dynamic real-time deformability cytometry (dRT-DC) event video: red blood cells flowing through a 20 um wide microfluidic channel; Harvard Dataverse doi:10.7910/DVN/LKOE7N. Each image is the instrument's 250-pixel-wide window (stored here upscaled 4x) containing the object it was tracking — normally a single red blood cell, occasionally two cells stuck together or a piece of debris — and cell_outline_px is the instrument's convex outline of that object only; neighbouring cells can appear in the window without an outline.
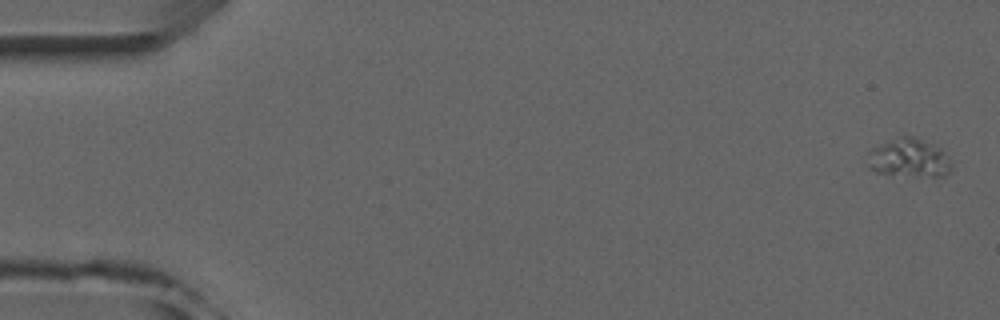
{"species": "common noctule bat (a hibernating species)", "species_latin": "Nyctalus noctula", "temperature_condition": "room temperature", "stored_images_in_passage": 4, "camera_frame_rate_fps": 3000, "um_per_image_px": 0.085, "animal": {"sex": "male", "forearm_length_mm": 52.5}, "frame": {"image": 1, "passage_image": 1, "time_ms": 0.0, "image_size_px": [1000, 320], "cell_outline_px": [[952, 164], [948, 172], [944, 176], [932, 176], [876, 172], [868, 168], [868, 164], [872, 148], [880, 144], [900, 136], [912, 136], [936, 144], [948, 156]], "centroid_in_image_um": [77.31, 13.4], "position_along_channel_um": 7.7, "area_um2": 18.5}}
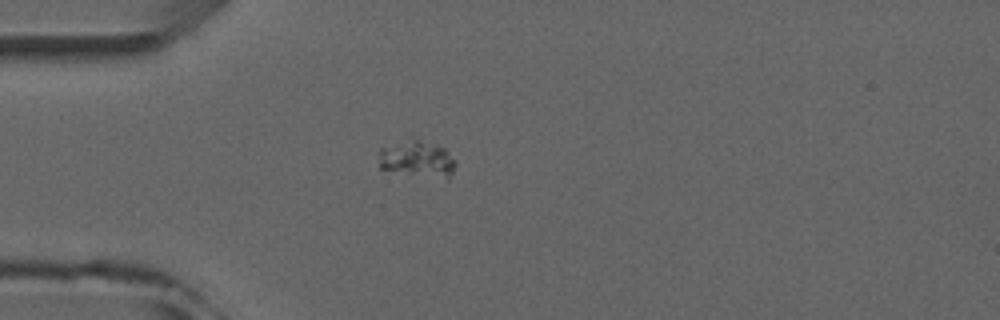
{"frame": {"image": 2, "passage_image": 4, "time_ms": 4.333, "image_size_px": [1000, 320], "cell_outline_px": [[456, 164], [448, 180], [380, 168], [380, 148], [412, 136], [444, 148], [456, 160]], "centroid_in_image_um": [35.5, 13.48], "position_along_channel_um": 49.5, "area_um2": 16.42}}